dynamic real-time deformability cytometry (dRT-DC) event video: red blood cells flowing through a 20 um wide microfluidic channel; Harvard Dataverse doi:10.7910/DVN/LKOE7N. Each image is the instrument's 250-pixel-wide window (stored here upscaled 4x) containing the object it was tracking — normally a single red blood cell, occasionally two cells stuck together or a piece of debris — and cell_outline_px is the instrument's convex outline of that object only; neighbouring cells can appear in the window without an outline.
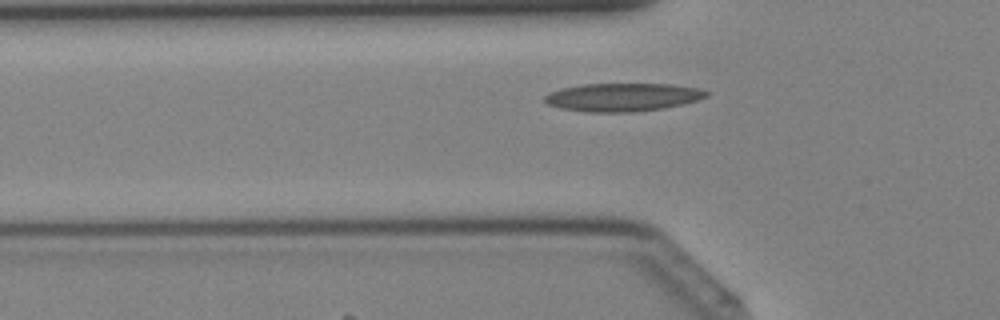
{"species": "Egyptian fruit bat (a non-hibernating species)", "species_latin": "Rousettus aegyptiacus", "temperature_condition": "cold", "stored_images_in_passage": 32, "camera_frame_rate_fps": 3000, "um_per_image_px": 0.085, "animal": {"sex": "female"}, "frame": {"image": 1, "passage_image": 5, "time_ms": 1.333, "image_size_px": [1000, 320], "cell_outline_px": [[708, 96], [696, 100], [664, 108], [636, 112], [592, 112], [560, 108], [548, 104], [544, 100], [544, 96], [548, 92], [580, 84], [668, 84], [700, 88], [708, 92]], "centroid_in_image_um": [52.91, 8.26], "position_along_channel_um": 72.9, "area_um2": 26.41}}
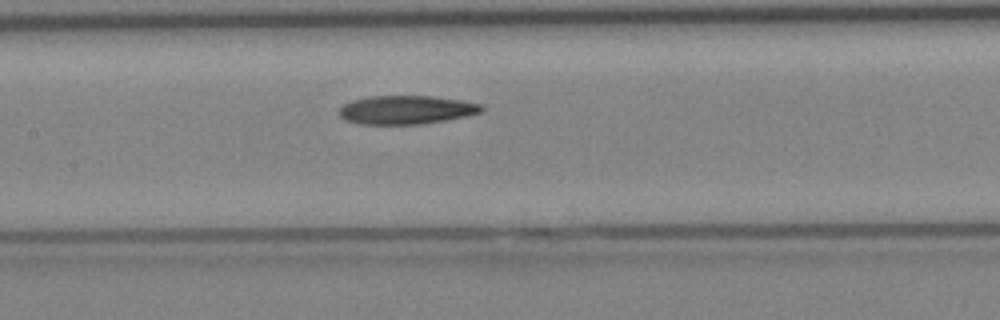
{"frame": {"image": 2, "passage_image": 11, "time_ms": 3.333, "image_size_px": [1000, 320], "cell_outline_px": [[484, 112], [468, 116], [424, 124], [360, 124], [344, 120], [340, 116], [340, 108], [344, 104], [352, 100], [372, 96], [432, 96], [460, 100], [480, 104], [484, 108]], "centroid_in_image_um": [34.56, 9.34], "position_along_channel_um": 172.8, "area_um2": 23.81}}
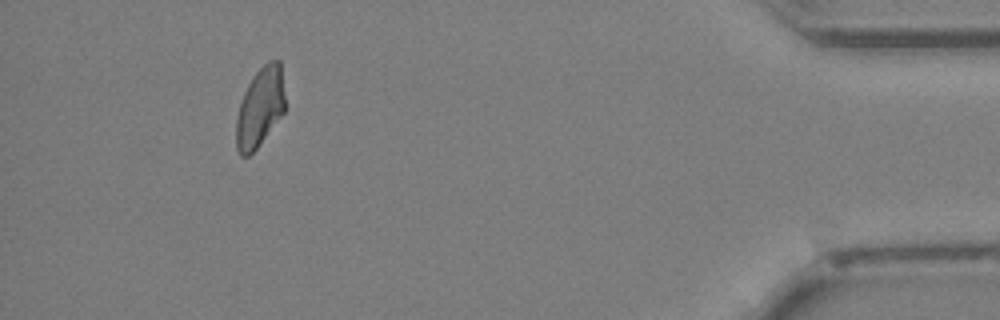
{"frame": {"image": 3, "passage_image": 29, "time_ms": 9.333, "image_size_px": [1000, 320], "cell_outline_px": [[284, 112], [256, 148], [248, 156], [240, 156], [236, 148], [236, 120], [240, 104], [244, 92], [252, 76], [268, 60], [280, 60], [284, 96]], "centroid_in_image_um": [22.08, 9.12], "position_along_channel_um": 413.1, "area_um2": 22.25}}